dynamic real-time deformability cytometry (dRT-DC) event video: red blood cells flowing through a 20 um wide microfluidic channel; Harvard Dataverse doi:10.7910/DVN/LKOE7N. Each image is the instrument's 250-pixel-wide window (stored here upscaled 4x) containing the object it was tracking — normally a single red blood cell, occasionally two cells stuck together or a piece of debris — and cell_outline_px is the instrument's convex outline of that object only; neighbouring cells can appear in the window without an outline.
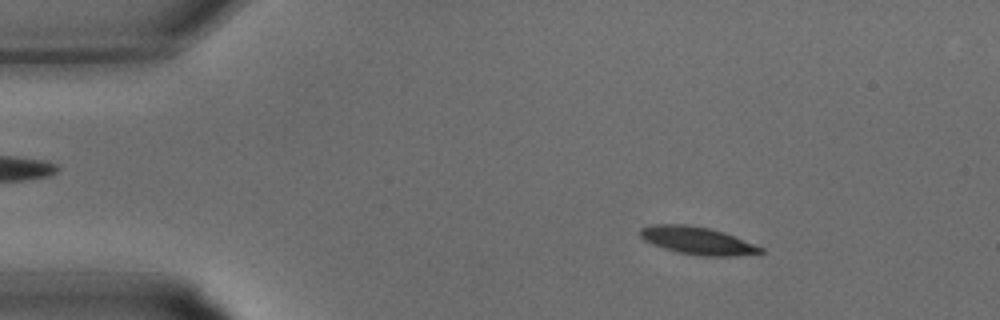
{"species": "common noctule bat (a hibernating species)", "species_latin": "Nyctalus noctula", "temperature_condition": "warm", "stored_images_in_passage": 32, "camera_frame_rate_fps": 3000, "um_per_image_px": 0.085, "animal": {"sex": "male", "body_mass_g": 15.6}, "frame": {"image": 1, "passage_image": 4, "time_ms": 1.0, "image_size_px": [1000, 320], "cell_outline_px": [[764, 252], [736, 256], [700, 256], [680, 252], [664, 248], [652, 244], [644, 240], [640, 236], [640, 228], [652, 224], [688, 224], [708, 228], [724, 232], [764, 248]], "centroid_in_image_um": [59.27, 20.44], "position_along_channel_um": 25.7, "area_um2": 19.31}}
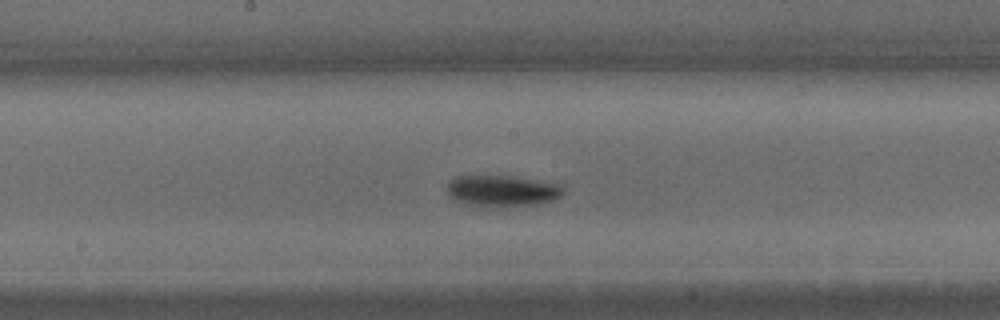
{"frame": {"image": 2, "passage_image": 16, "time_ms": 5.0, "image_size_px": [1000, 320], "cell_outline_px": [[564, 192], [560, 196], [552, 200], [540, 204], [500, 208], [472, 208], [448, 196], [448, 180], [456, 176], [516, 176], [560, 184], [564, 188]], "centroid_in_image_um": [42.65, 16.26], "position_along_channel_um": 205.5, "area_um2": 22.02}}
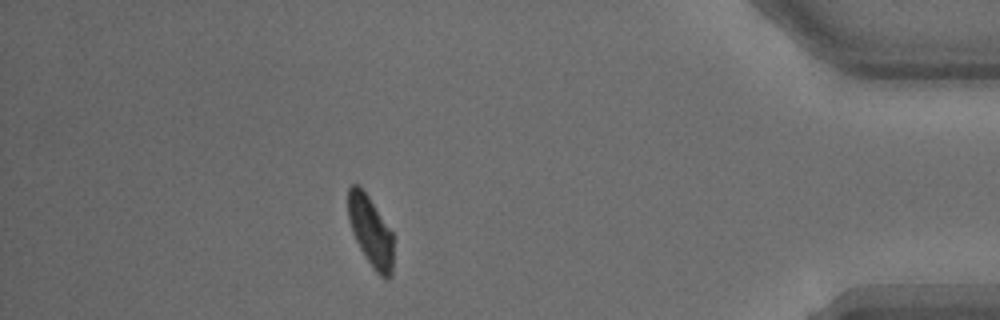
{"frame": {"image": 3, "passage_image": 28, "time_ms": 9.0, "image_size_px": [1000, 320], "cell_outline_px": [[392, 276], [384, 280], [372, 268], [360, 248], [352, 232], [348, 220], [348, 188], [352, 184], [360, 184], [392, 232]], "centroid_in_image_um": [31.48, 19.66], "position_along_channel_um": 403.7, "area_um2": 18.5}}